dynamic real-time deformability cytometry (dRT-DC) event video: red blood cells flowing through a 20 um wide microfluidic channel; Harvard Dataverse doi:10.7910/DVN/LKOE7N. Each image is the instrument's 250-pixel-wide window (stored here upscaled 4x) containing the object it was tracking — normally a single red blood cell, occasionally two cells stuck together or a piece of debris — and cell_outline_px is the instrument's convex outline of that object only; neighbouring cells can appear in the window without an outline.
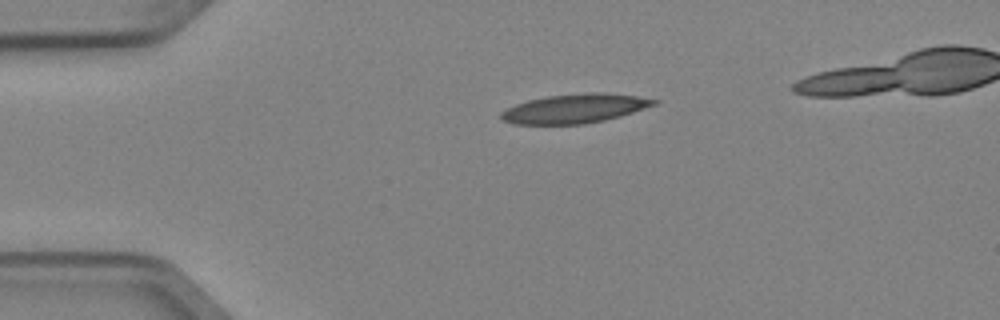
{"species": "Egyptian fruit bat (a non-hibernating species)", "species_latin": "Rousettus aegyptiacus", "temperature_condition": "cold", "stored_images_in_passage": 3, "camera_frame_rate_fps": 3000, "um_per_image_px": 0.085, "animal": {"sex": "female"}, "frame": {"image": 1, "passage_image": 1, "time_ms": 0.0, "image_size_px": [1000, 320], "cell_outline_px": [[660, 100], [656, 104], [620, 116], [604, 120], [580, 124], [516, 124], [504, 120], [500, 116], [500, 112], [516, 104], [528, 100], [548, 96], [584, 92], [604, 92], [636, 96]], "centroid_in_image_um": [48.86, 9.21], "position_along_channel_um": 36.1, "area_um2": 25.72}}